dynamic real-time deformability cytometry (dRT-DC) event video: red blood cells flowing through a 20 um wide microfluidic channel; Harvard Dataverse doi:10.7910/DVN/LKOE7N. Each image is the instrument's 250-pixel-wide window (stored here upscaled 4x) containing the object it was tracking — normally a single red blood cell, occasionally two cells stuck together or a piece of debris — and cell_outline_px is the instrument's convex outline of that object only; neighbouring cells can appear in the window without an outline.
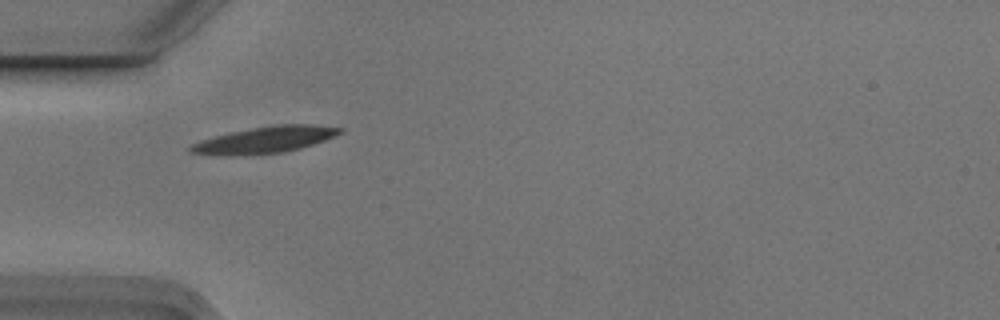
{"species": "Egyptian fruit bat (a non-hibernating species)", "species_latin": "Rousettus aegyptiacus", "temperature_condition": "cold", "stored_images_in_passage": 3, "camera_frame_rate_fps": 3000, "um_per_image_px": 0.085, "animal": {"sex": "male"}, "frame": {"image": 1, "passage_image": 2, "time_ms": 0.333, "image_size_px": [1000, 320], "cell_outline_px": [[344, 128], [340, 132], [324, 140], [300, 148], [284, 152], [236, 156], [228, 156], [188, 152], [188, 148], [192, 144], [216, 136], [232, 132], [252, 128], [280, 124], [312, 124]], "centroid_in_image_um": [22.51, 11.89], "position_along_channel_um": 62.5, "area_um2": 22.66}}
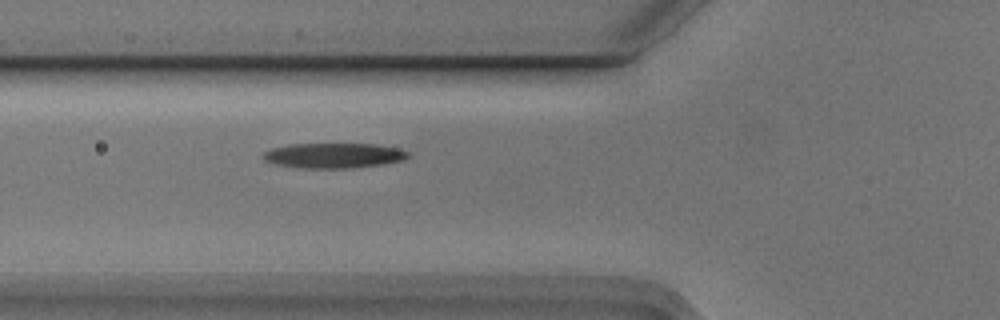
{"frame": {"image": 2, "passage_image": 3, "time_ms": 0.667, "image_size_px": [1000, 320], "cell_outline_px": [[408, 156], [404, 160], [384, 164], [352, 168], [300, 168], [276, 164], [264, 160], [260, 156], [264, 152], [272, 148], [292, 144], [376, 144], [396, 148], [408, 152]], "centroid_in_image_um": [28.34, 13.22], "position_along_channel_um": 97.5, "area_um2": 21.15}}